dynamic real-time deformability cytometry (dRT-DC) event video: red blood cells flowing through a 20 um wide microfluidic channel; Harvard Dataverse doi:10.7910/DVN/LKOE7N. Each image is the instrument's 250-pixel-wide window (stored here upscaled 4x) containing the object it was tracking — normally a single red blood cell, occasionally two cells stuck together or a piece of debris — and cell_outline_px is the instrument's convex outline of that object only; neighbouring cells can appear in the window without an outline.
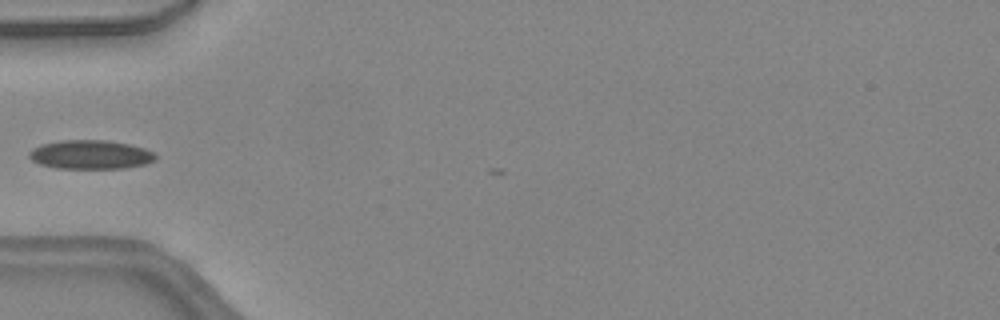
{"species": "common noctule bat (a hibernating species)", "species_latin": "Nyctalus noctula", "temperature_condition": "warm", "stored_images_in_passage": 6, "camera_frame_rate_fps": 3000, "um_per_image_px": 0.085, "animal": {"sex": "female", "body_mass_g": 24.6, "forearm_length_mm": 56.2}, "frame": {"image": 1, "passage_image": 4, "time_ms": 1.0, "image_size_px": [1000, 320], "cell_outline_px": [[156, 160], [144, 164], [124, 168], [56, 168], [40, 164], [32, 160], [28, 156], [28, 152], [32, 148], [40, 144], [60, 140], [104, 140], [128, 144], [144, 148], [152, 152], [156, 156]], "centroid_in_image_um": [7.65, 13.14], "position_along_channel_um": 77.4, "area_um2": 21.27}}